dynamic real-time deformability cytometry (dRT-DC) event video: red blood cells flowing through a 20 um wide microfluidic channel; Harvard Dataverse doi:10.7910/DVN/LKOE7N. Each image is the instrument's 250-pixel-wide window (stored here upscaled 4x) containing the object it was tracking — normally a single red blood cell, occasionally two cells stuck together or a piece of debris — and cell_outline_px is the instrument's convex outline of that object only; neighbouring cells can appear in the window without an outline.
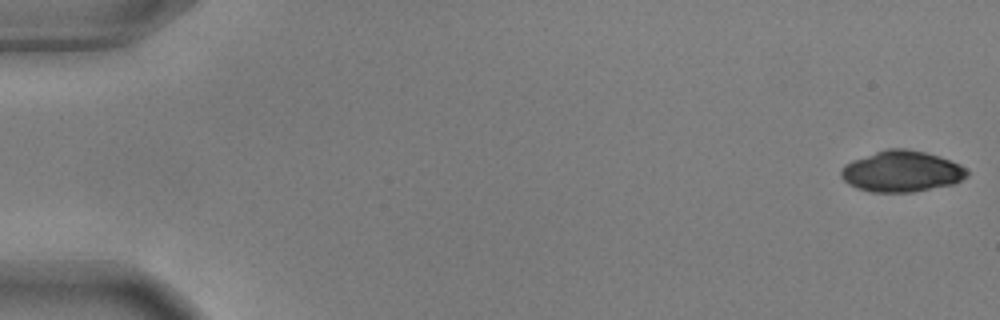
{"species": "common noctule bat (a hibernating species)", "species_latin": "Nyctalus noctula", "temperature_condition": "warm", "stored_images_in_passage": 9, "camera_frame_rate_fps": 3000, "um_per_image_px": 0.085, "animal": {"sex": "male", "body_mass_g": 17.9, "forearm_length_mm": 54.2}, "frame": {"image": 1, "passage_image": 1, "time_ms": 0.0, "image_size_px": [1000, 320], "cell_outline_px": [[968, 176], [952, 184], [912, 192], [872, 192], [856, 188], [848, 184], [840, 176], [840, 172], [844, 164], [852, 160], [888, 148], [908, 148], [940, 156], [960, 164], [968, 172]], "centroid_in_image_um": [76.61, 14.56], "position_along_channel_um": 8.4, "area_um2": 30.11}}